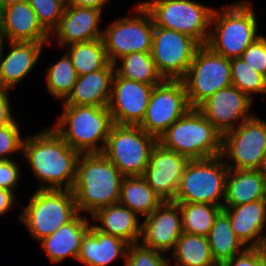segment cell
<instances>
[{
  "instance_id": "cell-1",
  "label": "cell",
  "mask_w": 266,
  "mask_h": 266,
  "mask_svg": "<svg viewBox=\"0 0 266 266\" xmlns=\"http://www.w3.org/2000/svg\"><path fill=\"white\" fill-rule=\"evenodd\" d=\"M22 154L40 181L38 189L71 190L80 153L52 128L24 138Z\"/></svg>"
},
{
  "instance_id": "cell-2",
  "label": "cell",
  "mask_w": 266,
  "mask_h": 266,
  "mask_svg": "<svg viewBox=\"0 0 266 266\" xmlns=\"http://www.w3.org/2000/svg\"><path fill=\"white\" fill-rule=\"evenodd\" d=\"M124 175L102 153H81L72 187L79 213L119 203Z\"/></svg>"
},
{
  "instance_id": "cell-3",
  "label": "cell",
  "mask_w": 266,
  "mask_h": 266,
  "mask_svg": "<svg viewBox=\"0 0 266 266\" xmlns=\"http://www.w3.org/2000/svg\"><path fill=\"white\" fill-rule=\"evenodd\" d=\"M253 8L248 0L214 8L206 45L228 59L241 57L249 45L262 36L257 34L258 21Z\"/></svg>"
},
{
  "instance_id": "cell-4",
  "label": "cell",
  "mask_w": 266,
  "mask_h": 266,
  "mask_svg": "<svg viewBox=\"0 0 266 266\" xmlns=\"http://www.w3.org/2000/svg\"><path fill=\"white\" fill-rule=\"evenodd\" d=\"M62 106L52 128L80 154L102 153L114 124L108 106Z\"/></svg>"
},
{
  "instance_id": "cell-5",
  "label": "cell",
  "mask_w": 266,
  "mask_h": 266,
  "mask_svg": "<svg viewBox=\"0 0 266 266\" xmlns=\"http://www.w3.org/2000/svg\"><path fill=\"white\" fill-rule=\"evenodd\" d=\"M157 142L189 160L221 155L222 135L197 108H190Z\"/></svg>"
},
{
  "instance_id": "cell-6",
  "label": "cell",
  "mask_w": 266,
  "mask_h": 266,
  "mask_svg": "<svg viewBox=\"0 0 266 266\" xmlns=\"http://www.w3.org/2000/svg\"><path fill=\"white\" fill-rule=\"evenodd\" d=\"M23 208L18 219L36 241L50 236L79 213L72 190L37 189Z\"/></svg>"
},
{
  "instance_id": "cell-7",
  "label": "cell",
  "mask_w": 266,
  "mask_h": 266,
  "mask_svg": "<svg viewBox=\"0 0 266 266\" xmlns=\"http://www.w3.org/2000/svg\"><path fill=\"white\" fill-rule=\"evenodd\" d=\"M228 171L221 155L190 160L172 202L206 203L223 207Z\"/></svg>"
},
{
  "instance_id": "cell-8",
  "label": "cell",
  "mask_w": 266,
  "mask_h": 266,
  "mask_svg": "<svg viewBox=\"0 0 266 266\" xmlns=\"http://www.w3.org/2000/svg\"><path fill=\"white\" fill-rule=\"evenodd\" d=\"M141 3L156 26L186 34L200 45H206L214 10L211 6L193 0H146Z\"/></svg>"
},
{
  "instance_id": "cell-9",
  "label": "cell",
  "mask_w": 266,
  "mask_h": 266,
  "mask_svg": "<svg viewBox=\"0 0 266 266\" xmlns=\"http://www.w3.org/2000/svg\"><path fill=\"white\" fill-rule=\"evenodd\" d=\"M157 138L138 125L113 124L102 154L125 177L143 176Z\"/></svg>"
},
{
  "instance_id": "cell-10",
  "label": "cell",
  "mask_w": 266,
  "mask_h": 266,
  "mask_svg": "<svg viewBox=\"0 0 266 266\" xmlns=\"http://www.w3.org/2000/svg\"><path fill=\"white\" fill-rule=\"evenodd\" d=\"M181 81L191 108H197L218 90L232 85L230 59L201 45Z\"/></svg>"
},
{
  "instance_id": "cell-11",
  "label": "cell",
  "mask_w": 266,
  "mask_h": 266,
  "mask_svg": "<svg viewBox=\"0 0 266 266\" xmlns=\"http://www.w3.org/2000/svg\"><path fill=\"white\" fill-rule=\"evenodd\" d=\"M134 16L126 15L103 30V43L110 63L133 52H151L154 21L141 2L134 7Z\"/></svg>"
},
{
  "instance_id": "cell-12",
  "label": "cell",
  "mask_w": 266,
  "mask_h": 266,
  "mask_svg": "<svg viewBox=\"0 0 266 266\" xmlns=\"http://www.w3.org/2000/svg\"><path fill=\"white\" fill-rule=\"evenodd\" d=\"M265 156L266 121L255 114L222 135L221 157L228 169L259 170Z\"/></svg>"
},
{
  "instance_id": "cell-13",
  "label": "cell",
  "mask_w": 266,
  "mask_h": 266,
  "mask_svg": "<svg viewBox=\"0 0 266 266\" xmlns=\"http://www.w3.org/2000/svg\"><path fill=\"white\" fill-rule=\"evenodd\" d=\"M200 46L186 34L154 24L150 53L164 79L181 80Z\"/></svg>"
},
{
  "instance_id": "cell-14",
  "label": "cell",
  "mask_w": 266,
  "mask_h": 266,
  "mask_svg": "<svg viewBox=\"0 0 266 266\" xmlns=\"http://www.w3.org/2000/svg\"><path fill=\"white\" fill-rule=\"evenodd\" d=\"M190 108L183 82L165 79L154 86L145 116L138 126L158 138Z\"/></svg>"
},
{
  "instance_id": "cell-15",
  "label": "cell",
  "mask_w": 266,
  "mask_h": 266,
  "mask_svg": "<svg viewBox=\"0 0 266 266\" xmlns=\"http://www.w3.org/2000/svg\"><path fill=\"white\" fill-rule=\"evenodd\" d=\"M253 104L252 99L231 85L218 90L197 109L223 135L253 115L251 113Z\"/></svg>"
},
{
  "instance_id": "cell-16",
  "label": "cell",
  "mask_w": 266,
  "mask_h": 266,
  "mask_svg": "<svg viewBox=\"0 0 266 266\" xmlns=\"http://www.w3.org/2000/svg\"><path fill=\"white\" fill-rule=\"evenodd\" d=\"M154 86L124 79L115 72L108 104L113 123L139 125L145 116Z\"/></svg>"
},
{
  "instance_id": "cell-17",
  "label": "cell",
  "mask_w": 266,
  "mask_h": 266,
  "mask_svg": "<svg viewBox=\"0 0 266 266\" xmlns=\"http://www.w3.org/2000/svg\"><path fill=\"white\" fill-rule=\"evenodd\" d=\"M139 243L162 253L173 251L183 233L179 205L164 201L151 214L144 217Z\"/></svg>"
},
{
  "instance_id": "cell-18",
  "label": "cell",
  "mask_w": 266,
  "mask_h": 266,
  "mask_svg": "<svg viewBox=\"0 0 266 266\" xmlns=\"http://www.w3.org/2000/svg\"><path fill=\"white\" fill-rule=\"evenodd\" d=\"M190 160L158 142L151 150L143 177L163 201H173L185 166Z\"/></svg>"
},
{
  "instance_id": "cell-19",
  "label": "cell",
  "mask_w": 266,
  "mask_h": 266,
  "mask_svg": "<svg viewBox=\"0 0 266 266\" xmlns=\"http://www.w3.org/2000/svg\"><path fill=\"white\" fill-rule=\"evenodd\" d=\"M102 13L103 11L94 8L66 5L57 26L49 34V45L53 42V37L63 49L72 43L102 38Z\"/></svg>"
},
{
  "instance_id": "cell-20",
  "label": "cell",
  "mask_w": 266,
  "mask_h": 266,
  "mask_svg": "<svg viewBox=\"0 0 266 266\" xmlns=\"http://www.w3.org/2000/svg\"><path fill=\"white\" fill-rule=\"evenodd\" d=\"M0 29L8 42L49 43V33L39 23L28 0L0 7Z\"/></svg>"
},
{
  "instance_id": "cell-21",
  "label": "cell",
  "mask_w": 266,
  "mask_h": 266,
  "mask_svg": "<svg viewBox=\"0 0 266 266\" xmlns=\"http://www.w3.org/2000/svg\"><path fill=\"white\" fill-rule=\"evenodd\" d=\"M49 43L9 41V52L0 60V88L12 90L37 65L44 46ZM5 55V56H4Z\"/></svg>"
},
{
  "instance_id": "cell-22",
  "label": "cell",
  "mask_w": 266,
  "mask_h": 266,
  "mask_svg": "<svg viewBox=\"0 0 266 266\" xmlns=\"http://www.w3.org/2000/svg\"><path fill=\"white\" fill-rule=\"evenodd\" d=\"M231 222L236 237L245 247H262L266 227V199L223 206L222 210Z\"/></svg>"
},
{
  "instance_id": "cell-23",
  "label": "cell",
  "mask_w": 266,
  "mask_h": 266,
  "mask_svg": "<svg viewBox=\"0 0 266 266\" xmlns=\"http://www.w3.org/2000/svg\"><path fill=\"white\" fill-rule=\"evenodd\" d=\"M115 65L109 63L105 68L77 76L75 85L62 104L75 106H108Z\"/></svg>"
},
{
  "instance_id": "cell-24",
  "label": "cell",
  "mask_w": 266,
  "mask_h": 266,
  "mask_svg": "<svg viewBox=\"0 0 266 266\" xmlns=\"http://www.w3.org/2000/svg\"><path fill=\"white\" fill-rule=\"evenodd\" d=\"M128 246L123 239L103 233L91 224L82 237L77 261L85 266H108L118 257L125 260Z\"/></svg>"
},
{
  "instance_id": "cell-25",
  "label": "cell",
  "mask_w": 266,
  "mask_h": 266,
  "mask_svg": "<svg viewBox=\"0 0 266 266\" xmlns=\"http://www.w3.org/2000/svg\"><path fill=\"white\" fill-rule=\"evenodd\" d=\"M89 220L87 215L78 213L53 234L38 241L51 263L58 264L67 257L77 260L82 237L91 226Z\"/></svg>"
},
{
  "instance_id": "cell-26",
  "label": "cell",
  "mask_w": 266,
  "mask_h": 266,
  "mask_svg": "<svg viewBox=\"0 0 266 266\" xmlns=\"http://www.w3.org/2000/svg\"><path fill=\"white\" fill-rule=\"evenodd\" d=\"M99 223L94 227L106 234L119 237L128 244H137L141 237L142 223L138 215L120 203L104 206L90 215ZM140 222V223H139Z\"/></svg>"
},
{
  "instance_id": "cell-27",
  "label": "cell",
  "mask_w": 266,
  "mask_h": 266,
  "mask_svg": "<svg viewBox=\"0 0 266 266\" xmlns=\"http://www.w3.org/2000/svg\"><path fill=\"white\" fill-rule=\"evenodd\" d=\"M266 199V184L259 170L229 169L223 206H238Z\"/></svg>"
},
{
  "instance_id": "cell-28",
  "label": "cell",
  "mask_w": 266,
  "mask_h": 266,
  "mask_svg": "<svg viewBox=\"0 0 266 266\" xmlns=\"http://www.w3.org/2000/svg\"><path fill=\"white\" fill-rule=\"evenodd\" d=\"M164 201L143 176L124 177L119 203L141 216H148Z\"/></svg>"
},
{
  "instance_id": "cell-29",
  "label": "cell",
  "mask_w": 266,
  "mask_h": 266,
  "mask_svg": "<svg viewBox=\"0 0 266 266\" xmlns=\"http://www.w3.org/2000/svg\"><path fill=\"white\" fill-rule=\"evenodd\" d=\"M207 239L212 258L219 263L232 259L246 248L236 237L229 217L223 211L215 218Z\"/></svg>"
},
{
  "instance_id": "cell-30",
  "label": "cell",
  "mask_w": 266,
  "mask_h": 266,
  "mask_svg": "<svg viewBox=\"0 0 266 266\" xmlns=\"http://www.w3.org/2000/svg\"><path fill=\"white\" fill-rule=\"evenodd\" d=\"M120 64H118L119 62ZM115 72L122 78L157 85L165 79L157 69L150 52H133L117 60Z\"/></svg>"
},
{
  "instance_id": "cell-31",
  "label": "cell",
  "mask_w": 266,
  "mask_h": 266,
  "mask_svg": "<svg viewBox=\"0 0 266 266\" xmlns=\"http://www.w3.org/2000/svg\"><path fill=\"white\" fill-rule=\"evenodd\" d=\"M71 58L77 76L105 68L109 63L103 39L72 43L65 50Z\"/></svg>"
},
{
  "instance_id": "cell-32",
  "label": "cell",
  "mask_w": 266,
  "mask_h": 266,
  "mask_svg": "<svg viewBox=\"0 0 266 266\" xmlns=\"http://www.w3.org/2000/svg\"><path fill=\"white\" fill-rule=\"evenodd\" d=\"M170 254L169 260H175L174 266H209L215 262L207 237L185 232L179 237Z\"/></svg>"
},
{
  "instance_id": "cell-33",
  "label": "cell",
  "mask_w": 266,
  "mask_h": 266,
  "mask_svg": "<svg viewBox=\"0 0 266 266\" xmlns=\"http://www.w3.org/2000/svg\"><path fill=\"white\" fill-rule=\"evenodd\" d=\"M179 205L183 232L207 237L222 206L206 203L175 202Z\"/></svg>"
},
{
  "instance_id": "cell-34",
  "label": "cell",
  "mask_w": 266,
  "mask_h": 266,
  "mask_svg": "<svg viewBox=\"0 0 266 266\" xmlns=\"http://www.w3.org/2000/svg\"><path fill=\"white\" fill-rule=\"evenodd\" d=\"M47 90L53 98L63 102L73 89L77 74L71 58L65 51L59 61L47 67Z\"/></svg>"
},
{
  "instance_id": "cell-35",
  "label": "cell",
  "mask_w": 266,
  "mask_h": 266,
  "mask_svg": "<svg viewBox=\"0 0 266 266\" xmlns=\"http://www.w3.org/2000/svg\"><path fill=\"white\" fill-rule=\"evenodd\" d=\"M232 85L253 100V94H266V78L241 57L230 59Z\"/></svg>"
},
{
  "instance_id": "cell-36",
  "label": "cell",
  "mask_w": 266,
  "mask_h": 266,
  "mask_svg": "<svg viewBox=\"0 0 266 266\" xmlns=\"http://www.w3.org/2000/svg\"><path fill=\"white\" fill-rule=\"evenodd\" d=\"M42 27L50 34L66 6L65 0H28Z\"/></svg>"
},
{
  "instance_id": "cell-37",
  "label": "cell",
  "mask_w": 266,
  "mask_h": 266,
  "mask_svg": "<svg viewBox=\"0 0 266 266\" xmlns=\"http://www.w3.org/2000/svg\"><path fill=\"white\" fill-rule=\"evenodd\" d=\"M162 252L144 247L140 243L129 244L124 266H171Z\"/></svg>"
},
{
  "instance_id": "cell-38",
  "label": "cell",
  "mask_w": 266,
  "mask_h": 266,
  "mask_svg": "<svg viewBox=\"0 0 266 266\" xmlns=\"http://www.w3.org/2000/svg\"><path fill=\"white\" fill-rule=\"evenodd\" d=\"M18 123L20 122L15 119L12 123L0 127V160H10L17 152L22 154L24 137H21Z\"/></svg>"
},
{
  "instance_id": "cell-39",
  "label": "cell",
  "mask_w": 266,
  "mask_h": 266,
  "mask_svg": "<svg viewBox=\"0 0 266 266\" xmlns=\"http://www.w3.org/2000/svg\"><path fill=\"white\" fill-rule=\"evenodd\" d=\"M241 58L266 78V36H261L242 53Z\"/></svg>"
},
{
  "instance_id": "cell-40",
  "label": "cell",
  "mask_w": 266,
  "mask_h": 266,
  "mask_svg": "<svg viewBox=\"0 0 266 266\" xmlns=\"http://www.w3.org/2000/svg\"><path fill=\"white\" fill-rule=\"evenodd\" d=\"M223 266H265L266 253L261 247H246L232 259L222 263Z\"/></svg>"
},
{
  "instance_id": "cell-41",
  "label": "cell",
  "mask_w": 266,
  "mask_h": 266,
  "mask_svg": "<svg viewBox=\"0 0 266 266\" xmlns=\"http://www.w3.org/2000/svg\"><path fill=\"white\" fill-rule=\"evenodd\" d=\"M14 159L0 160V188L14 192L20 181V170Z\"/></svg>"
},
{
  "instance_id": "cell-42",
  "label": "cell",
  "mask_w": 266,
  "mask_h": 266,
  "mask_svg": "<svg viewBox=\"0 0 266 266\" xmlns=\"http://www.w3.org/2000/svg\"><path fill=\"white\" fill-rule=\"evenodd\" d=\"M9 93V90L0 88V127L10 124L16 119L12 114Z\"/></svg>"
},
{
  "instance_id": "cell-43",
  "label": "cell",
  "mask_w": 266,
  "mask_h": 266,
  "mask_svg": "<svg viewBox=\"0 0 266 266\" xmlns=\"http://www.w3.org/2000/svg\"><path fill=\"white\" fill-rule=\"evenodd\" d=\"M15 196V192L0 188V216L8 213L12 209V206L14 208L16 202Z\"/></svg>"
},
{
  "instance_id": "cell-44",
  "label": "cell",
  "mask_w": 266,
  "mask_h": 266,
  "mask_svg": "<svg viewBox=\"0 0 266 266\" xmlns=\"http://www.w3.org/2000/svg\"><path fill=\"white\" fill-rule=\"evenodd\" d=\"M110 0H65L66 5L103 10Z\"/></svg>"
},
{
  "instance_id": "cell-45",
  "label": "cell",
  "mask_w": 266,
  "mask_h": 266,
  "mask_svg": "<svg viewBox=\"0 0 266 266\" xmlns=\"http://www.w3.org/2000/svg\"><path fill=\"white\" fill-rule=\"evenodd\" d=\"M6 41H8V40L6 39V36L4 35V33L0 29V60H1L2 56H3L4 46H6V45H4V43Z\"/></svg>"
},
{
  "instance_id": "cell-46",
  "label": "cell",
  "mask_w": 266,
  "mask_h": 266,
  "mask_svg": "<svg viewBox=\"0 0 266 266\" xmlns=\"http://www.w3.org/2000/svg\"><path fill=\"white\" fill-rule=\"evenodd\" d=\"M259 171L261 172V174L264 178L265 184H266V156L264 158V161H263Z\"/></svg>"
},
{
  "instance_id": "cell-47",
  "label": "cell",
  "mask_w": 266,
  "mask_h": 266,
  "mask_svg": "<svg viewBox=\"0 0 266 266\" xmlns=\"http://www.w3.org/2000/svg\"><path fill=\"white\" fill-rule=\"evenodd\" d=\"M19 1H24V0H0V7H3L13 2H19Z\"/></svg>"
},
{
  "instance_id": "cell-48",
  "label": "cell",
  "mask_w": 266,
  "mask_h": 266,
  "mask_svg": "<svg viewBox=\"0 0 266 266\" xmlns=\"http://www.w3.org/2000/svg\"><path fill=\"white\" fill-rule=\"evenodd\" d=\"M264 252L266 253V233H265V236H264V240H263V243H262V247H261Z\"/></svg>"
},
{
  "instance_id": "cell-49",
  "label": "cell",
  "mask_w": 266,
  "mask_h": 266,
  "mask_svg": "<svg viewBox=\"0 0 266 266\" xmlns=\"http://www.w3.org/2000/svg\"><path fill=\"white\" fill-rule=\"evenodd\" d=\"M209 266H223V265H222V263L214 262L213 264H211Z\"/></svg>"
}]
</instances>
